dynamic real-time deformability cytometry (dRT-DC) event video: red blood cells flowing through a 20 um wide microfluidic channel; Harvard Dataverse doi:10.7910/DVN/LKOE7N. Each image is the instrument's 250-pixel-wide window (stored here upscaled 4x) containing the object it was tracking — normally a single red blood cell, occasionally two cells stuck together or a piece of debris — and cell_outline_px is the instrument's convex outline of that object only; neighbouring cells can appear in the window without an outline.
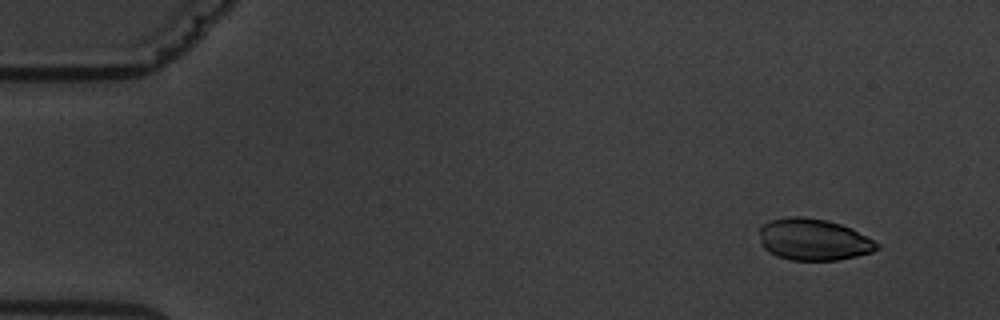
{"species": "common noctule bat (a hibernating species)", "species_latin": "Nyctalus noctula", "temperature_condition": "warm", "stored_images_in_passage": 8, "camera_frame_rate_fps": 3000, "um_per_image_px": 0.085, "animal": {"sex": "male", "body_mass_g": 19.5, "forearm_length_mm": 54.6}, "frame": {"image": 1, "passage_image": 1, "time_ms": 0.0, "image_size_px": [1000, 320], "cell_outline_px": [[880, 248], [872, 252], [856, 256], [836, 260], [792, 260], [776, 256], [768, 252], [760, 244], [760, 228], [764, 224], [772, 220], [788, 216], [800, 216], [828, 220], [852, 228], [880, 244]], "centroid_in_image_um": [69.15, 20.36], "position_along_channel_um": 15.9, "area_um2": 28.61}}
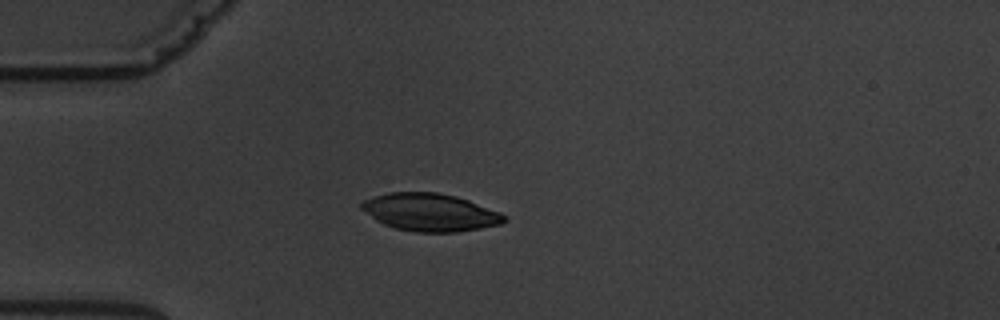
{"frame": {"image": 2, "passage_image": 4, "time_ms": 3.667, "image_size_px": [1000, 320], "cell_outline_px": [[508, 220], [500, 224], [480, 228], [456, 232], [412, 232], [396, 228], [384, 224], [376, 220], [360, 208], [360, 204], [364, 200], [372, 196], [388, 192], [436, 192], [456, 196], [468, 200], [500, 212], [508, 216]], "centroid_in_image_um": [36.56, 18.04], "position_along_channel_um": 48.4, "area_um2": 31.39}}